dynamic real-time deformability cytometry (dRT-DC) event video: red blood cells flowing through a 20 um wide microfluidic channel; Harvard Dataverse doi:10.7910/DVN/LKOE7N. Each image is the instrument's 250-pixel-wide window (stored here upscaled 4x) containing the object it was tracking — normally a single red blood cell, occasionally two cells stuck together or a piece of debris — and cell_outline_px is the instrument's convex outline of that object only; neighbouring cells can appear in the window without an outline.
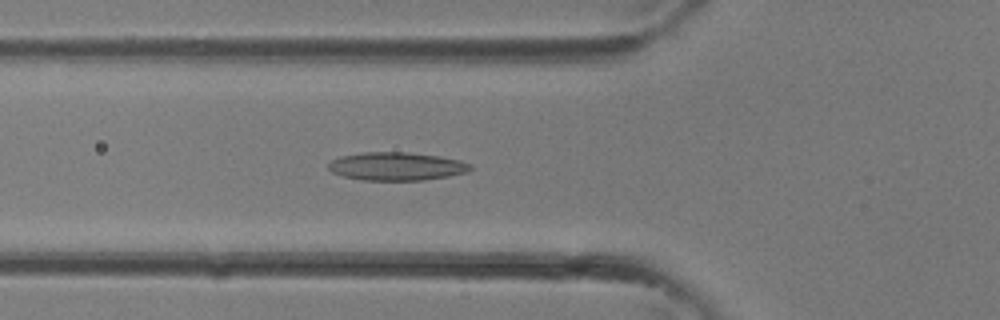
{"species": "common noctule bat (a hibernating species)", "species_latin": "Nyctalus noctula", "temperature_condition": "room temperature", "stored_images_in_passage": 30, "camera_frame_rate_fps": 3000, "um_per_image_px": 0.085, "animal": {"sex": "female"}, "frame": {"image": 1, "passage_image": 8, "time_ms": 2.333, "image_size_px": [1000, 320], "cell_outline_px": [[472, 168], [468, 172], [448, 176], [424, 180], [364, 180], [344, 176], [332, 172], [328, 168], [328, 164], [332, 160], [340, 156], [364, 152], [408, 152], [440, 156], [460, 160], [472, 164]], "centroid_in_image_um": [33.73, 14.13], "position_along_channel_um": 92.1, "area_um2": 23.35}}
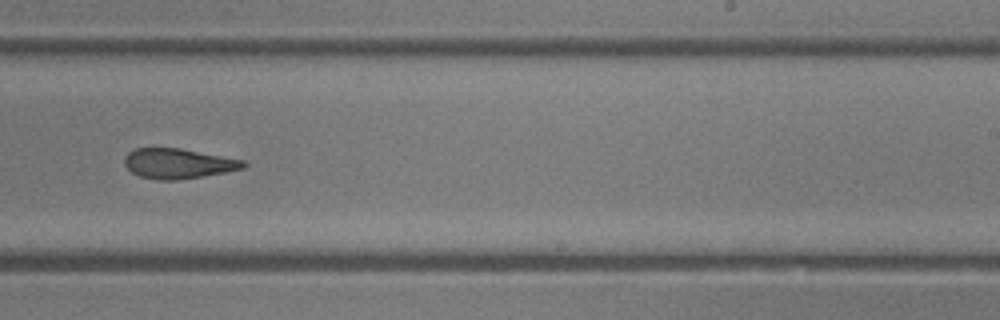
{"frame": {"image": 2, "passage_image": 17, "time_ms": 5.333, "image_size_px": [1000, 320], "cell_outline_px": [[248, 164], [244, 168], [224, 172], [176, 180], [160, 180], [140, 176], [132, 172], [124, 164], [124, 156], [128, 152], [136, 148], [180, 148], [244, 160]], "centroid_in_image_um": [15.13, 13.89], "position_along_channel_um": 273.9, "area_um2": 20.63}}
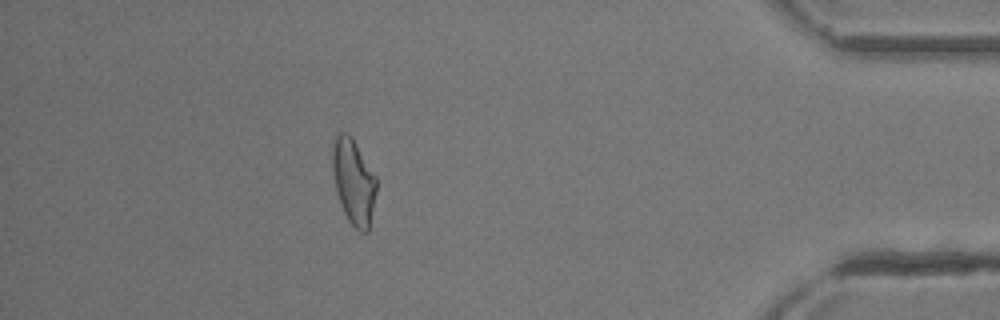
{"frame": {"image": 3, "passage_image": 26, "time_ms": 8.333, "image_size_px": [1000, 320], "cell_outline_px": [[376, 192], [368, 232], [360, 232], [348, 220], [340, 204], [336, 192], [332, 168], [332, 140], [336, 132], [348, 132], [352, 136], [376, 176]], "centroid_in_image_um": [30.03, 15.38], "position_along_channel_um": 405.2, "area_um2": 22.14}}